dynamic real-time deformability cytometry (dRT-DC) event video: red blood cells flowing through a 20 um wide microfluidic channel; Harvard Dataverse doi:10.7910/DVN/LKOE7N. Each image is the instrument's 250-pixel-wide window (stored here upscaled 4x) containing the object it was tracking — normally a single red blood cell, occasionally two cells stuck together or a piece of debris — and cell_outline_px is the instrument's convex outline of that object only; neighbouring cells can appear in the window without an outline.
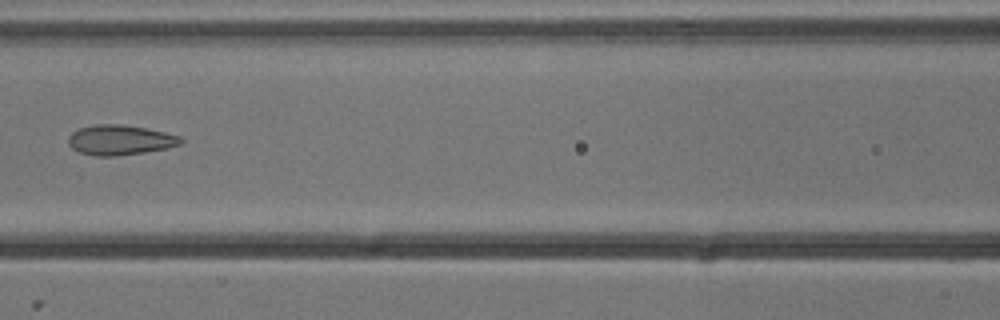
{"species": "common noctule bat (a hibernating species)", "species_latin": "Nyctalus noctula", "temperature_condition": "cold", "stored_images_in_passage": 5, "camera_frame_rate_fps": 3000, "um_per_image_px": 0.085, "animal": {"sex": "male", "body_mass_g": 13.3}, "frame": {"image": 1, "passage_image": 5, "time_ms": 1.333, "image_size_px": [1000, 320], "cell_outline_px": [[184, 140], [180, 144], [164, 148], [144, 152], [116, 156], [96, 156], [80, 152], [72, 148], [68, 144], [68, 136], [72, 132], [80, 128], [96, 124], [120, 124], [144, 128], [164, 132], [180, 136]], "centroid_in_image_um": [10.17, 11.9], "position_along_channel_um": 156.4, "area_um2": 19.48}}